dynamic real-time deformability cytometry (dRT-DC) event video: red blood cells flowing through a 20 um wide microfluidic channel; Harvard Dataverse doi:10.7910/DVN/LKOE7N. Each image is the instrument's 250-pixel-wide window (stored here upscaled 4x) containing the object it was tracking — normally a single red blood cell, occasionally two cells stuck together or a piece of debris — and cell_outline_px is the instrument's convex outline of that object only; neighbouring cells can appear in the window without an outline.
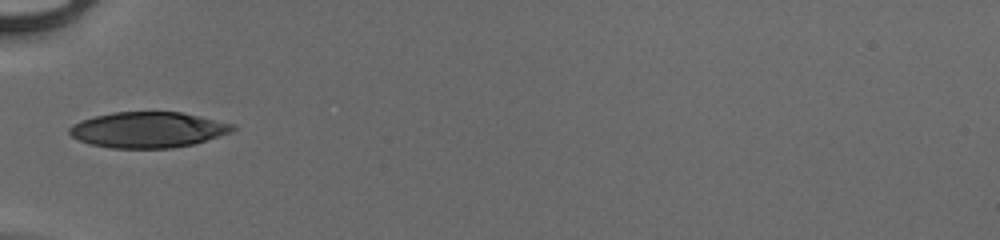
{"species": "human", "species_latin": "Homo sapiens", "temperature_condition": "cold", "stored_images_in_passage": 8, "camera_frame_rate_fps": 3000, "um_per_image_px": 0.085, "donor": {"sex": "male"}, "frame": {"image": 1, "passage_image": 1, "time_ms": 0.0, "image_size_px": [1000, 240], "cell_outline_px": [[236, 128], [232, 132], [192, 144], [172, 148], [112, 148], [88, 144], [72, 136], [68, 132], [68, 128], [72, 124], [80, 120], [92, 116], [112, 112], [180, 112], [236, 124]], "centroid_in_image_um": [12.55, 11.03], "position_along_channel_um": 72.4, "area_um2": 34.1}}